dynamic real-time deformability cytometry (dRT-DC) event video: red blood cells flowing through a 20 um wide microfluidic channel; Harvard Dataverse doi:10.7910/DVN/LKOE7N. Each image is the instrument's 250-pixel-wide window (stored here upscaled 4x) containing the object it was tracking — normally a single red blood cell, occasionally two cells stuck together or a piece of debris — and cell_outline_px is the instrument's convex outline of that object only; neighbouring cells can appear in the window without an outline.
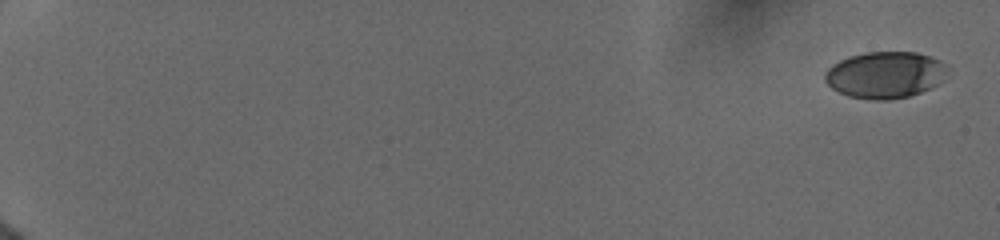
{"species": "human", "species_latin": "Homo sapiens", "temperature_condition": "cold", "stored_images_in_passage": 9, "camera_frame_rate_fps": 3000, "um_per_image_px": 0.085, "donor": {"sex": "female"}, "frame": {"image": 1, "passage_image": 1, "time_ms": 0.0, "image_size_px": [1000, 240], "cell_outline_px": [[948, 68], [936, 84], [920, 92], [908, 96], [888, 100], [872, 100], [848, 96], [836, 92], [824, 80], [824, 72], [832, 64], [848, 56], [868, 52], [916, 52], [928, 56], [944, 64]], "centroid_in_image_um": [75.14, 6.37], "position_along_channel_um": 9.9, "area_um2": 33.0}}
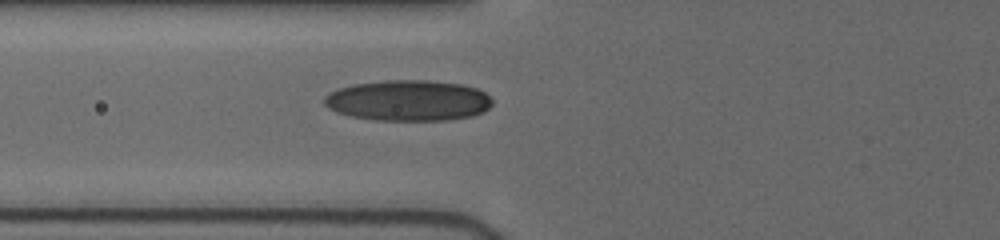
{"frame": {"image": 2, "passage_image": 9, "time_ms": 7.667, "image_size_px": [1000, 240], "cell_outline_px": [[492, 104], [484, 112], [472, 116], [448, 120], [376, 120], [352, 116], [336, 112], [328, 108], [324, 104], [324, 96], [340, 88], [352, 84], [384, 80], [428, 80], [464, 84], [476, 88], [484, 92], [492, 100]], "centroid_in_image_um": [34.71, 8.54], "position_along_channel_um": 91.1, "area_um2": 40.06}}